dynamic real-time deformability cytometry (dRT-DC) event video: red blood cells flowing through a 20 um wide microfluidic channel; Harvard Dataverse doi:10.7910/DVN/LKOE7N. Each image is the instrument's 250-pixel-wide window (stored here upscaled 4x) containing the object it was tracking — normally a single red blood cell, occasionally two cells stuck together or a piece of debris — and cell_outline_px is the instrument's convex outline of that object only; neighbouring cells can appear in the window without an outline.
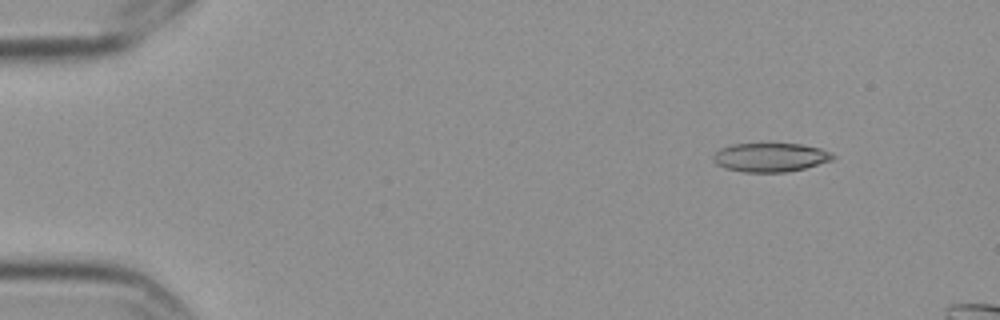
{"species": "Egyptian fruit bat (a non-hibernating species)", "species_latin": "Rousettus aegyptiacus", "temperature_condition": "cold", "stored_images_in_passage": 4, "camera_frame_rate_fps": 3000, "um_per_image_px": 0.085, "frame": {"image": 1, "passage_image": 1, "time_ms": 0.0, "image_size_px": [1000, 320], "cell_outline_px": [[836, 156], [832, 160], [804, 168], [784, 172], [744, 172], [724, 168], [716, 164], [712, 160], [712, 156], [720, 148], [732, 144], [800, 144], [820, 148]], "centroid_in_image_um": [65.43, 13.38], "position_along_channel_um": 19.6, "area_um2": 20.0}}